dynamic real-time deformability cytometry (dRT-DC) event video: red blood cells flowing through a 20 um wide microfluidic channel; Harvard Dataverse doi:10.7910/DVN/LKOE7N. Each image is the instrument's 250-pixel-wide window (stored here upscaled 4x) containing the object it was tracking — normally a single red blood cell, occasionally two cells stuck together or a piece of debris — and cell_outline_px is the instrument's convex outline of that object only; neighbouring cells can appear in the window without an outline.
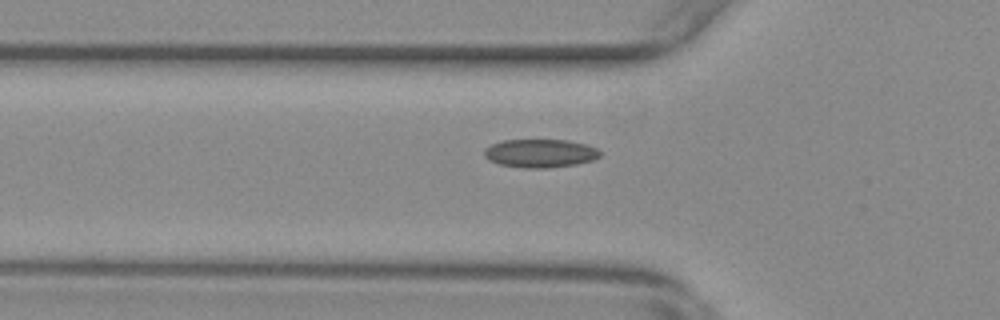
{"species": "common noctule bat (a hibernating species)", "species_latin": "Nyctalus noctula", "temperature_condition": "warm", "stored_images_in_passage": 45, "camera_frame_rate_fps": 3000, "um_per_image_px": 0.085, "animal": {"sex": "female", "body_mass_g": 29.2, "forearm_length_mm": 56.3}, "frame": {"image": 1, "passage_image": 14, "time_ms": 4.333, "image_size_px": [1000, 320], "cell_outline_px": [[600, 156], [592, 160], [576, 164], [548, 168], [524, 168], [500, 164], [488, 160], [484, 156], [484, 148], [492, 144], [504, 140], [568, 140], [584, 144], [596, 148], [600, 152]], "centroid_in_image_um": [45.89, 13.03], "position_along_channel_um": 79.9, "area_um2": 19.07}}
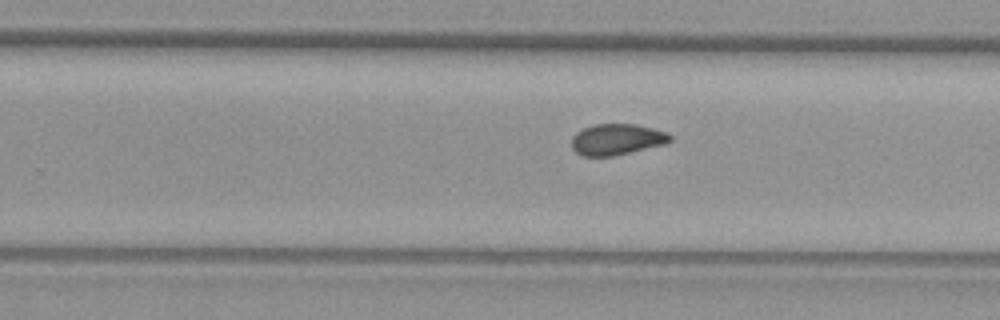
{"frame": {"image": 2, "passage_image": 30, "time_ms": 9.667, "image_size_px": [1000, 320], "cell_outline_px": [[672, 140], [664, 144], [612, 156], [584, 156], [576, 152], [572, 148], [572, 136], [576, 132], [592, 124], [636, 124], [668, 132], [672, 136]], "centroid_in_image_um": [52.42, 11.84], "position_along_channel_um": 277.4, "area_um2": 17.8}}
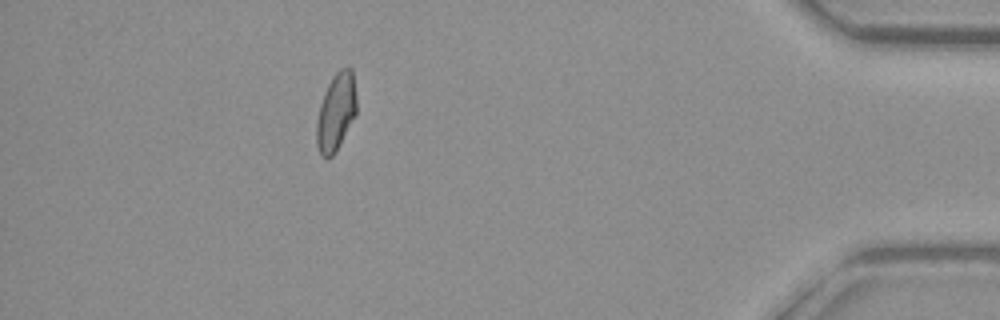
{"frame": {"image": 3, "passage_image": 45, "time_ms": 14.667, "image_size_px": [1000, 320], "cell_outline_px": [[356, 112], [332, 156], [328, 160], [320, 156], [316, 144], [316, 120], [320, 104], [324, 92], [332, 76], [340, 68], [352, 68], [356, 96]], "centroid_in_image_um": [28.52, 9.51], "position_along_channel_um": 406.7, "area_um2": 17.92}, "authors_computed_cell_mechanics": {"area_um2": 18.1492, "velocity_mm_per_s": 3.6951, "shape_relaxation_time_tau1_ms": null, "shape_relaxation_time_tau2_ms": 1.9495, "deformation_change_tau1": null, "deformation_change_tau2": 0.0703}}